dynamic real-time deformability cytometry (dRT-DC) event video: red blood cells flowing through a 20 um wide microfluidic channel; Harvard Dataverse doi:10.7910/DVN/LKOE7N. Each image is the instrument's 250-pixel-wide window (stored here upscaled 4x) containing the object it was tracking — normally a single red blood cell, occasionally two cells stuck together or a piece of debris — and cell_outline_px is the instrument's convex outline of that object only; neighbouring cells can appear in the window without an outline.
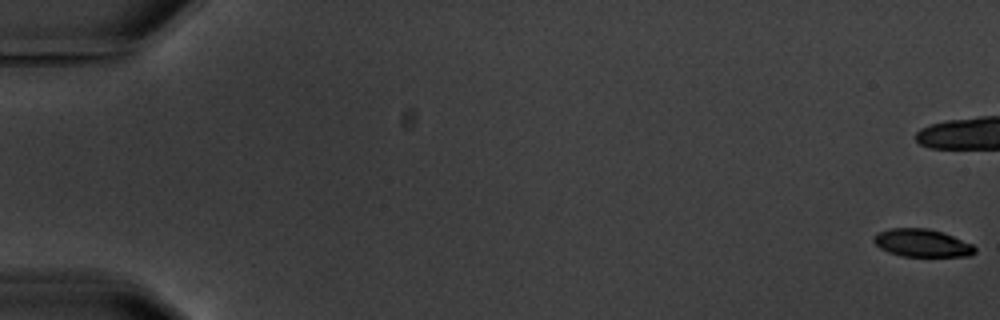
{"species": "common noctule bat (a hibernating species)", "species_latin": "Nyctalus noctula", "temperature_condition": "warm", "stored_images_in_passage": 13, "camera_frame_rate_fps": 3000, "um_per_image_px": 0.085, "animal": {"sex": "male", "body_mass_g": 20.1, "forearm_length_mm": 53.5}, "frame": {"image": 1, "passage_image": 1, "time_ms": 0.0, "image_size_px": [1000, 320], "cell_outline_px": [[976, 252], [972, 256], [900, 256], [888, 252], [880, 248], [872, 240], [872, 236], [876, 232], [892, 228], [928, 228], [952, 236], [972, 244], [976, 248]], "centroid_in_image_um": [78.34, 20.66], "position_along_channel_um": 6.7, "area_um2": 16.42}, "authors_computed_cell_mechanics": {"area_um2": 18.9006, "velocity_mm_per_s": 3.5306, "shape_relaxation_time_tau1_ms": 2.7585, "shape_relaxation_time_tau2_ms": 1.3458, "deformation_change_tau1": 0.1205, "deformation_change_tau2": 0.041}}